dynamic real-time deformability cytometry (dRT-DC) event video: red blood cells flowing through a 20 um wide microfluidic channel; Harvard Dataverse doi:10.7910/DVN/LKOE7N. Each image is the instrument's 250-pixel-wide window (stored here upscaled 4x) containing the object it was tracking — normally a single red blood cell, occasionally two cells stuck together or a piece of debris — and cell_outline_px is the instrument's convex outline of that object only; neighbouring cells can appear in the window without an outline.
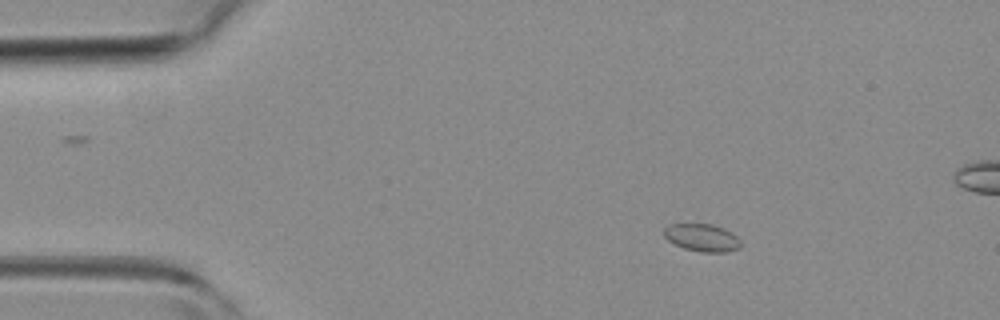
{"species": "common noctule bat (a hibernating species)", "species_latin": "Nyctalus noctula", "temperature_condition": "room temperature", "stored_images_in_passage": 4, "camera_frame_rate_fps": 3000, "um_per_image_px": 0.085, "animal": {"sex": "female", "body_mass_g": 19.3, "forearm_length_mm": 54.1}, "frame": {"image": 1, "passage_image": 1, "time_ms": 0.0, "image_size_px": [1000, 320], "cell_outline_px": [[740, 248], [728, 252], [700, 252], [684, 248], [668, 240], [664, 236], [664, 228], [668, 224], [712, 224], [724, 228], [732, 232], [740, 240]], "centroid_in_image_um": [59.69, 20.2], "position_along_channel_um": 25.3, "area_um2": 12.37}}
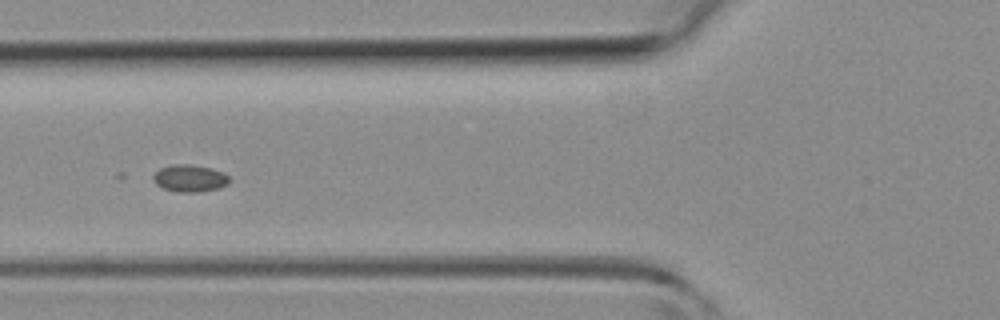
{"frame": {"image": 2, "passage_image": 4, "time_ms": 3.333, "image_size_px": [1000, 320], "cell_outline_px": [[232, 180], [228, 184], [220, 188], [196, 192], [176, 192], [164, 188], [156, 184], [152, 180], [152, 176], [160, 168], [176, 164], [188, 164], [212, 168], [224, 172]], "centroid_in_image_um": [16.16, 15.15], "position_along_channel_um": 109.6, "area_um2": 12.14}}